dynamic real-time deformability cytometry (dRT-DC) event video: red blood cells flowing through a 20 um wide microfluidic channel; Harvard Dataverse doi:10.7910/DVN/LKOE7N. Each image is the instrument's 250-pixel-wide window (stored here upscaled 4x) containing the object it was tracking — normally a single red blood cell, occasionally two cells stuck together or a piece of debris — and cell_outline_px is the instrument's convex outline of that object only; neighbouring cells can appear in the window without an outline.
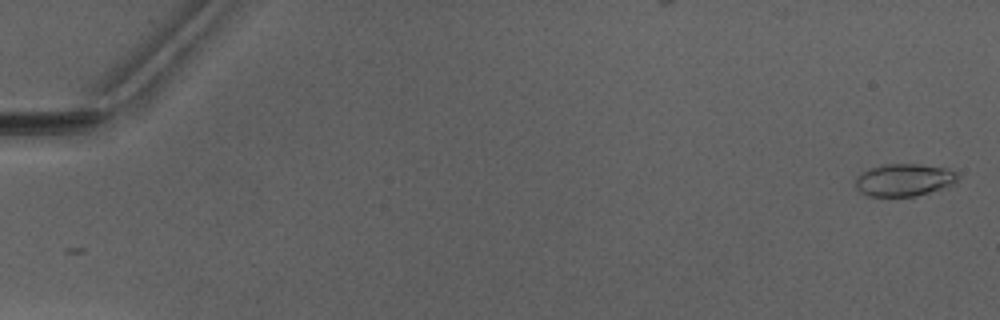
{"species": "Egyptian fruit bat (a non-hibernating species)", "species_latin": "Rousettus aegyptiacus", "temperature_condition": "warm", "stored_images_in_passage": 6, "camera_frame_rate_fps": 3000, "um_per_image_px": 0.085, "animal": {"sex": "male"}, "frame": {"image": 1, "passage_image": 1, "time_ms": 0.0, "image_size_px": [1000, 320], "cell_outline_px": [[960, 176], [956, 184], [944, 188], [916, 196], [868, 196], [860, 192], [856, 188], [856, 176], [860, 172], [868, 168], [880, 164], [920, 164], [948, 168], [956, 172]], "centroid_in_image_um": [76.86, 15.28], "position_along_channel_um": 8.1, "area_um2": 19.77}}
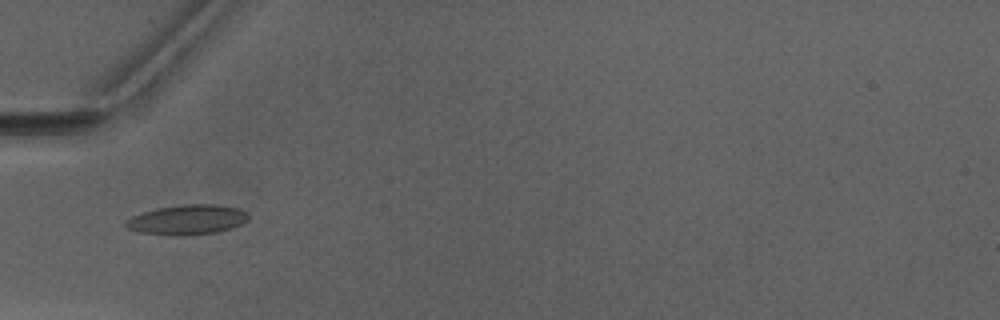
{"frame": {"image": 2, "passage_image": 5, "time_ms": 5.667, "image_size_px": [1000, 320], "cell_outline_px": [[248, 220], [232, 228], [216, 232], [184, 236], [180, 236], [140, 232], [128, 228], [124, 224], [124, 220], [132, 216], [144, 212], [160, 208], [180, 204], [216, 204], [240, 208], [248, 212]], "centroid_in_image_um": [15.95, 18.67], "position_along_channel_um": 69.1, "area_um2": 21.39}}